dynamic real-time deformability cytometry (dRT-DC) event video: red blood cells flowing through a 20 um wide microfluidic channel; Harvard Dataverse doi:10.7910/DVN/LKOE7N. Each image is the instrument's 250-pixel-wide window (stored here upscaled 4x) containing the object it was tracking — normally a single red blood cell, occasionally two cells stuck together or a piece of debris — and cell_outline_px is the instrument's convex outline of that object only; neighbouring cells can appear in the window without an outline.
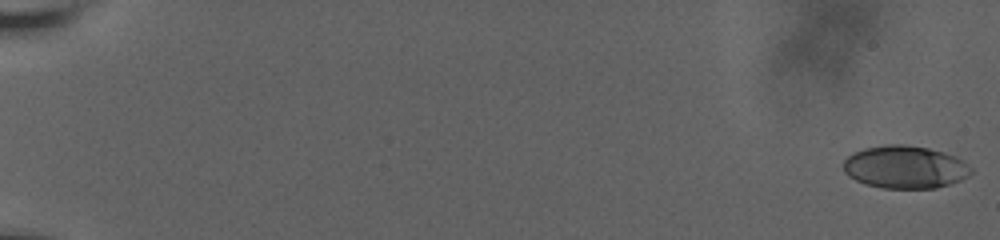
{"species": "human", "species_latin": "Homo sapiens", "temperature_condition": "room temperature", "stored_images_in_passage": 60, "camera_frame_rate_fps": 3000, "um_per_image_px": 0.085, "donor": {"sex": "male"}, "frame": {"image": 1, "passage_image": 1, "time_ms": 0.0, "image_size_px": [1000, 240], "cell_outline_px": [[972, 172], [968, 176], [960, 180], [936, 188], [880, 188], [864, 184], [848, 176], [844, 172], [844, 160], [852, 152], [864, 148], [884, 144], [904, 144], [928, 148], [944, 152], [956, 156], [964, 160], [972, 168]], "centroid_in_image_um": [76.92, 14.19], "position_along_channel_um": 8.1, "area_um2": 32.08}}
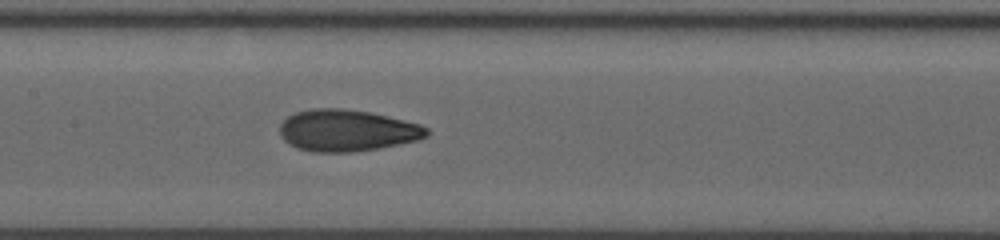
{"frame": {"image": 2, "passage_image": 33, "time_ms": 10.667, "image_size_px": [1000, 240], "cell_outline_px": [[428, 136], [420, 140], [380, 148], [352, 152], [312, 152], [296, 148], [284, 140], [280, 136], [280, 124], [288, 116], [296, 112], [312, 108], [344, 108], [368, 112], [388, 116], [420, 124], [428, 128]], "centroid_in_image_um": [29.5, 11.09], "position_along_channel_um": 177.9, "area_um2": 35.89}}
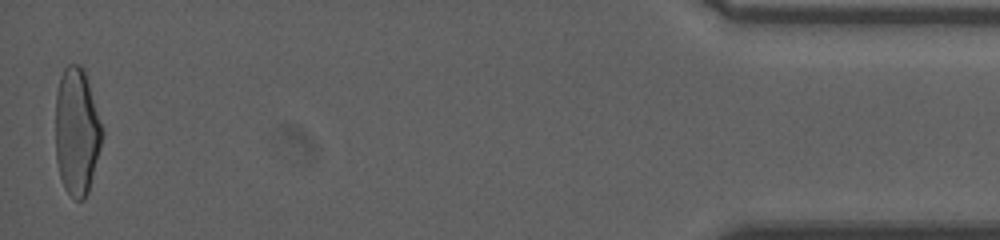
{"frame": {"image": 3, "passage_image": 60, "time_ms": 19.667, "image_size_px": [1000, 240], "cell_outline_px": [[104, 136], [88, 192], [84, 200], [76, 200], [64, 188], [60, 176], [56, 160], [56, 92], [60, 76], [64, 68], [68, 64], [80, 64], [84, 68], [104, 132]], "centroid_in_image_um": [6.53, 11.17], "position_along_channel_um": 428.7, "area_um2": 34.8}, "authors_computed_cell_mechanics": {"area_um2": 34.2754, "velocity_mm_per_s": 3.6723, "shape_relaxation_time_tau1_ms": 6.704, "shape_relaxation_time_tau2_ms": 1.2465, "deformation_change_tau1": 0.205, "deformation_change_tau2": 0.076}}